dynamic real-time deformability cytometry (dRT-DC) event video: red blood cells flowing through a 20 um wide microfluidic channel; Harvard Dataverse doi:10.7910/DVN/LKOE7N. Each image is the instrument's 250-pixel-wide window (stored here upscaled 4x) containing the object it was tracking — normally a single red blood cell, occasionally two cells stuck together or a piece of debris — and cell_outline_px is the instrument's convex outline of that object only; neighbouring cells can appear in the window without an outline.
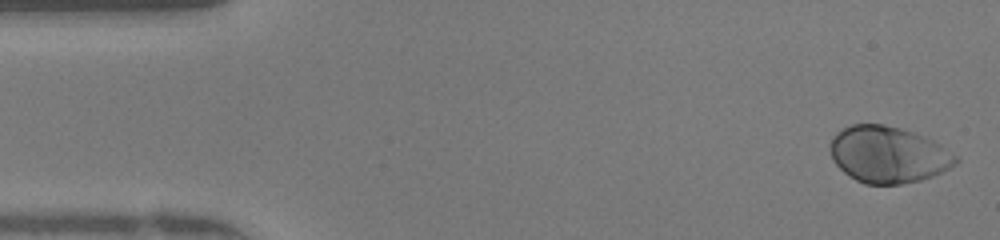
{"species": "human", "species_latin": "Homo sapiens", "temperature_condition": "warm", "stored_images_in_passage": 47, "camera_frame_rate_fps": 3000, "um_per_image_px": 0.085, "donor": {"sex": "female"}, "frame": {"image": 1, "passage_image": 1, "time_ms": 0.0, "image_size_px": [1000, 240], "cell_outline_px": [[960, 160], [956, 164], [932, 176], [920, 180], [900, 184], [864, 184], [856, 180], [844, 172], [832, 160], [828, 148], [828, 144], [832, 136], [836, 132], [852, 124], [884, 124], [900, 128], [924, 136], [940, 144], [956, 156]], "centroid_in_image_um": [75.45, 13.13], "position_along_channel_um": 9.6, "area_um2": 41.44}}
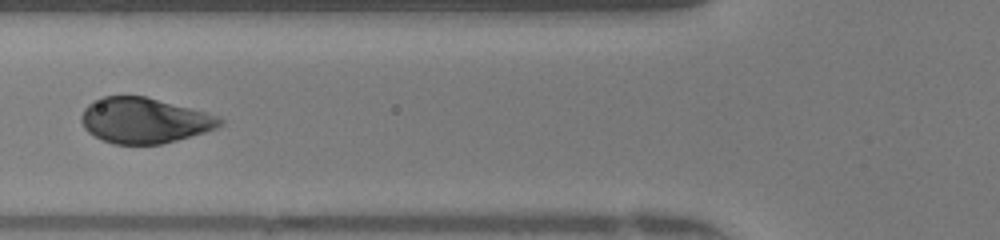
{"frame": {"image": 2, "passage_image": 17, "time_ms": 5.333, "image_size_px": [1000, 240], "cell_outline_px": [[224, 124], [216, 128], [204, 132], [176, 140], [160, 144], [112, 144], [88, 132], [84, 128], [80, 120], [80, 116], [84, 108], [92, 100], [100, 96], [144, 96], [220, 116], [224, 120]], "centroid_in_image_um": [12.23, 10.23], "position_along_channel_um": 113.6, "area_um2": 36.65}}
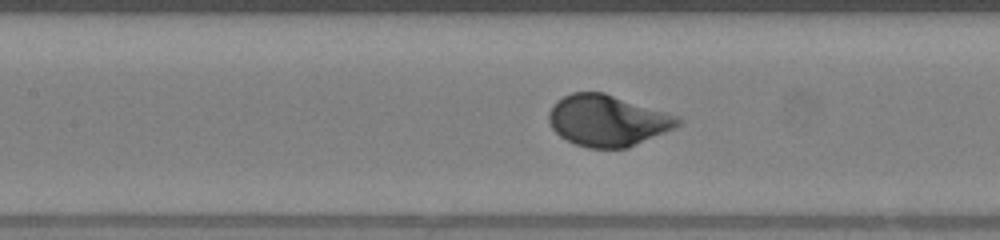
{"frame": {"image": 3, "passage_image": 20, "time_ms": 6.333, "image_size_px": [1000, 240], "cell_outline_px": [[680, 124], [676, 128], [628, 148], [588, 148], [576, 144], [560, 136], [552, 128], [548, 120], [548, 112], [552, 104], [556, 100], [572, 92], [604, 92], [680, 116]], "centroid_in_image_um": [51.64, 10.24], "position_along_channel_um": 155.8, "area_um2": 38.78}, "authors_computed_cell_mechanics": {"area_um2": 38.7838, "velocity_mm_per_s": 4.2094, "shape_relaxation_time_tau1_ms": 2.1004, "shape_relaxation_time_tau2_ms": null, "deformation_change_tau1": 0.1792, "deformation_change_tau2": null}}